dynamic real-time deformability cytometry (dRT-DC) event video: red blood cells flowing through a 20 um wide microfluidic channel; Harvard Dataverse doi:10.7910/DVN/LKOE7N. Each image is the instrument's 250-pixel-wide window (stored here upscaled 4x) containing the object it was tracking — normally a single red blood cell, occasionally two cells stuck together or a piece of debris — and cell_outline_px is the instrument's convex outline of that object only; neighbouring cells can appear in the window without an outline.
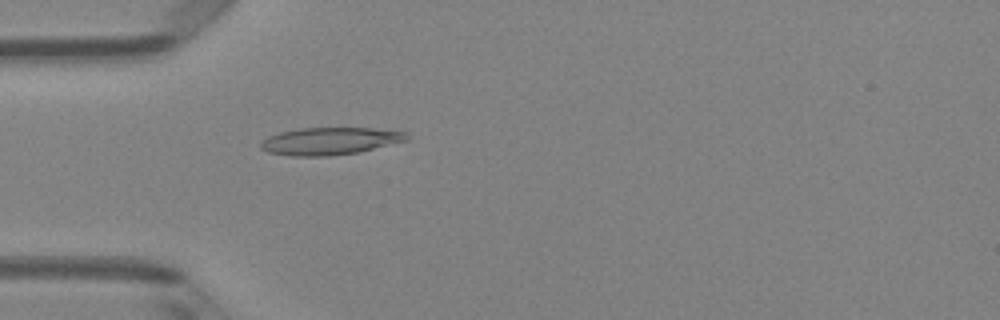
{"species": "Egyptian fruit bat (a non-hibernating species)", "species_latin": "Rousettus aegyptiacus", "temperature_condition": "room temperature", "stored_images_in_passage": 44, "camera_frame_rate_fps": 3000, "um_per_image_px": 0.085, "animal": {"sex": "female"}, "frame": {"image": 1, "passage_image": 10, "time_ms": 3.0, "image_size_px": [1000, 320], "cell_outline_px": [[412, 136], [408, 140], [356, 152], [328, 156], [292, 156], [268, 152], [260, 148], [260, 144], [268, 136], [280, 132], [300, 128], [372, 128], [408, 132]], "centroid_in_image_um": [28.06, 11.98], "position_along_channel_um": 56.9, "area_um2": 23.18}}
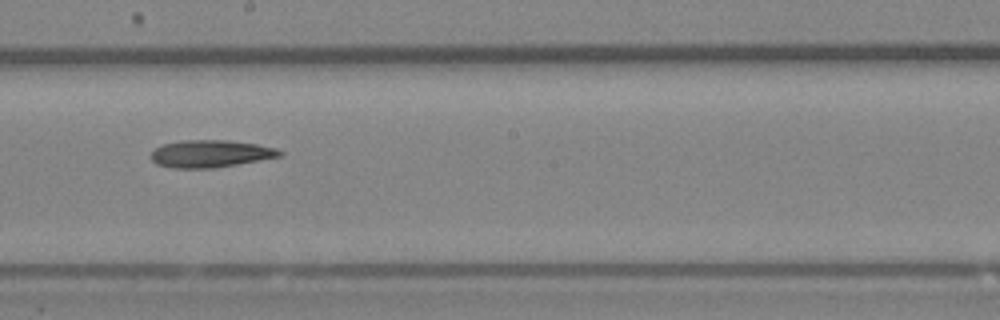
{"frame": {"image": 2, "passage_image": 23, "time_ms": 7.333, "image_size_px": [1000, 320], "cell_outline_px": [[284, 152], [280, 156], [236, 164], [212, 168], [172, 168], [156, 164], [152, 160], [152, 152], [156, 148], [164, 144], [184, 140], [228, 140], [256, 144], [276, 148]], "centroid_in_image_um": [17.88, 13.06], "position_along_channel_um": 230.3, "area_um2": 20.23}}
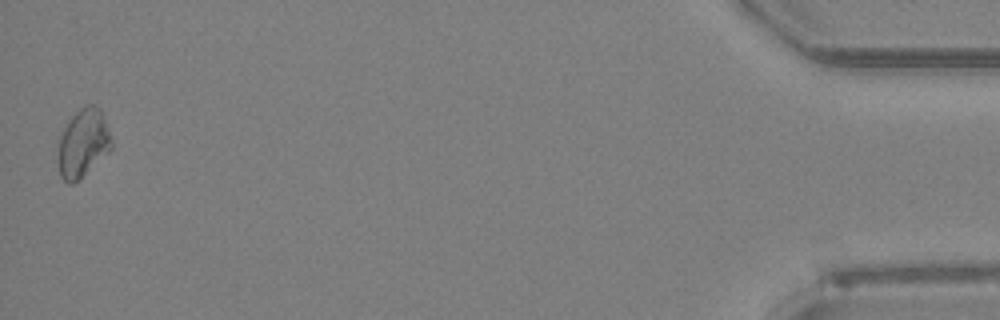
{"frame": {"image": 3, "passage_image": 44, "time_ms": 14.333, "image_size_px": [1000, 320], "cell_outline_px": [[112, 148], [108, 152], [72, 184], [68, 184], [60, 176], [60, 136], [68, 120], [84, 104], [92, 104], [100, 108], [108, 128], [112, 140]], "centroid_in_image_um": [7.08, 12.11], "position_along_channel_um": 428.1, "area_um2": 20.58}, "authors_computed_cell_mechanics": {"area_um2": 20.2589, "velocity_mm_per_s": 4.1124, "shape_relaxation_time_tau1_ms": 7.4107, "shape_relaxation_time_tau2_ms": null, "deformation_change_tau1": 0.1387, "deformation_change_tau2": null}}